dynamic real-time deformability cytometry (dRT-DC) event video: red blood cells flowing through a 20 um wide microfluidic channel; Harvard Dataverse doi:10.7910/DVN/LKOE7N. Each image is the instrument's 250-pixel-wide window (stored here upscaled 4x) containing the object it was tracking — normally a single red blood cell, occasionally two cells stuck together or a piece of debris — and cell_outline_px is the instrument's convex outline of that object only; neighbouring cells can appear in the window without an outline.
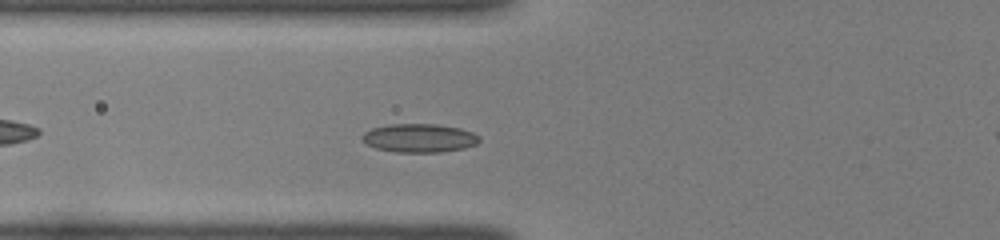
{"species": "common noctule bat (a hibernating species)", "species_latin": "Nyctalus noctula", "temperature_condition": "room temperature", "stored_images_in_passage": 40, "camera_frame_rate_fps": 3000, "um_per_image_px": 0.085, "animal": {"sex": "female", "body_mass_g": 22.0, "forearm_length_mm": 56.7}, "frame": {"image": 1, "passage_image": 9, "time_ms": 2.667, "image_size_px": [1000, 240], "cell_outline_px": [[480, 140], [476, 144], [464, 148], [440, 152], [396, 152], [376, 148], [368, 144], [360, 136], [364, 132], [372, 128], [392, 124], [436, 124], [460, 128], [472, 132], [480, 136]], "centroid_in_image_um": [35.66, 11.73], "position_along_channel_um": 90.1, "area_um2": 19.42}}
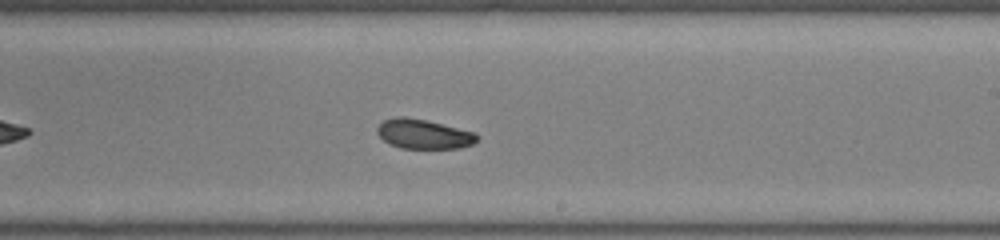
{"frame": {"image": 2, "passage_image": 21, "time_ms": 6.667, "image_size_px": [1000, 240], "cell_outline_px": [[480, 136], [472, 144], [460, 148], [400, 148], [388, 144], [376, 132], [376, 128], [384, 120], [396, 116], [404, 116], [424, 120], [476, 132]], "centroid_in_image_um": [35.99, 11.4], "position_along_channel_um": 253.0, "area_um2": 17.17}}
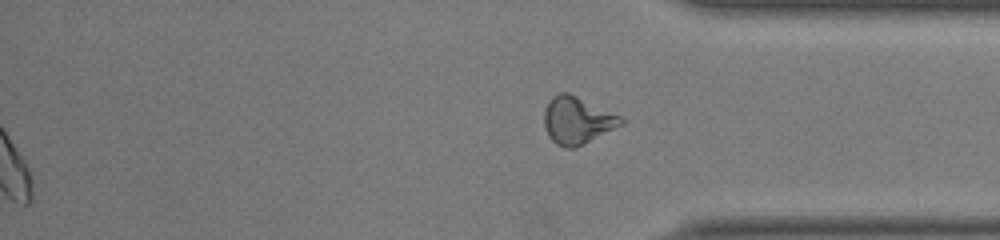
{"frame": {"image": 3, "passage_image": 40, "time_ms": 13.0, "image_size_px": [1000, 240], "cell_outline_px": [[624, 124], [572, 148], [564, 148], [556, 144], [548, 136], [544, 124], [544, 112], [548, 100], [552, 96], [560, 92], [568, 92], [620, 116], [624, 120]], "centroid_in_image_um": [49.02, 10.21], "position_along_channel_um": 386.2, "area_um2": 20.81}, "authors_computed_cell_mechanics": {"area_um2": 17.9469, "velocity_mm_per_s": 4.0752, "shape_relaxation_time_tau1_ms": null, "shape_relaxation_time_tau2_ms": 5.9569, "deformation_change_tau1": null, "deformation_change_tau2": 0.0979}}